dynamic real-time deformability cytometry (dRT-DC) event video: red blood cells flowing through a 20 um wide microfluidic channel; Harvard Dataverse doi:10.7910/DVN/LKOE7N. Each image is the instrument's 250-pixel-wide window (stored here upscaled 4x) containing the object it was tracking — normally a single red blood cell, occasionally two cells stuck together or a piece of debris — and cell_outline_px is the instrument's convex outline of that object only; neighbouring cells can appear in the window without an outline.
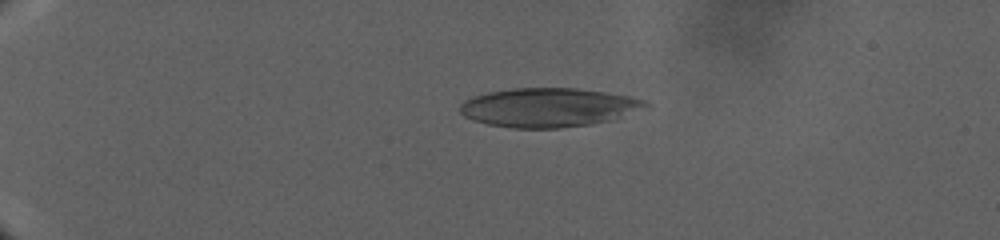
{"species": "human", "species_latin": "Homo sapiens", "temperature_condition": "warm", "stored_images_in_passage": 48, "camera_frame_rate_fps": 3000, "um_per_image_px": 0.085, "donor": {"sex": "male"}, "frame": {"image": 1, "passage_image": 13, "time_ms": 10.333, "image_size_px": [1000, 240], "cell_outline_px": [[652, 108], [608, 120], [588, 124], [560, 128], [512, 128], [488, 124], [472, 120], [464, 116], [460, 112], [460, 104], [464, 100], [472, 96], [488, 92], [512, 88], [576, 88], [632, 96], [644, 100], [652, 104]], "centroid_in_image_um": [46.65, 9.13], "position_along_channel_um": 38.3, "area_um2": 42.43}}
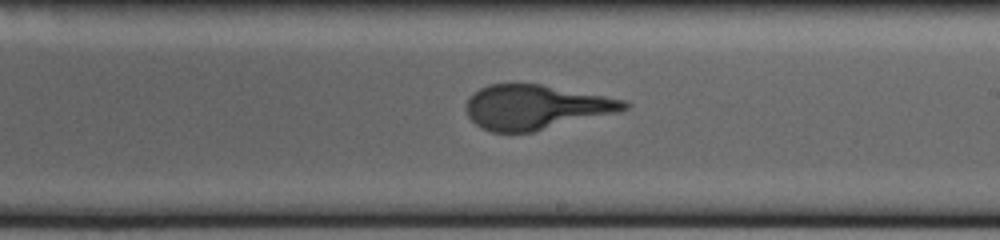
{"frame": {"image": 2, "passage_image": 32, "time_ms": 27.0, "image_size_px": [1000, 240], "cell_outline_px": [[632, 104], [628, 108], [616, 112], [532, 132], [492, 132], [480, 128], [468, 116], [464, 108], [468, 100], [480, 88], [488, 84], [540, 84], [604, 96], [624, 100]], "centroid_in_image_um": [45.5, 9.11], "position_along_channel_um": 243.5, "area_um2": 40.52}}
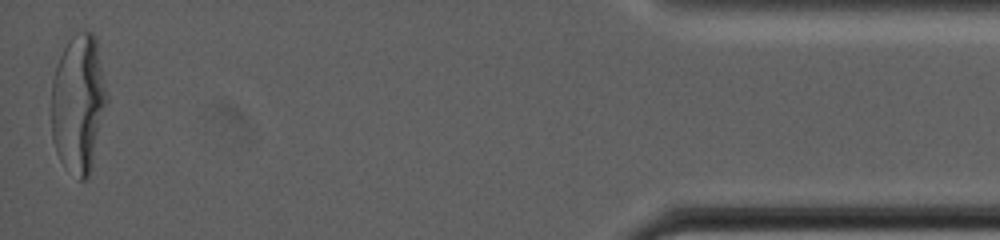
{"frame": {"image": 3, "passage_image": 48, "time_ms": 41.333, "image_size_px": [1000, 240], "cell_outline_px": [[108, 104], [88, 180], [80, 180], [60, 160], [56, 152], [52, 140], [52, 80], [56, 64], [68, 40], [76, 32], [92, 32], [96, 36], [108, 92]], "centroid_in_image_um": [6.69, 8.78], "position_along_channel_um": 428.5, "area_um2": 45.32}}